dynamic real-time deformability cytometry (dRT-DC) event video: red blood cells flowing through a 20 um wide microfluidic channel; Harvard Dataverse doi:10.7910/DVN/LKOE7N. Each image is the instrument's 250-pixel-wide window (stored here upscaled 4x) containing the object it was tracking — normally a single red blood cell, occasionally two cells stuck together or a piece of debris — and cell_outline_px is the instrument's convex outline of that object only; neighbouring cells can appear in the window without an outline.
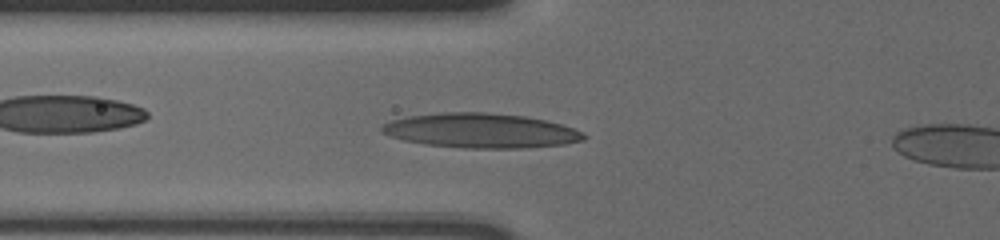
{"species": "human", "species_latin": "Homo sapiens", "temperature_condition": "cold", "stored_images_in_passage": 44, "camera_frame_rate_fps": 3000, "um_per_image_px": 0.085, "donor": {"sex": "male"}, "frame": {"image": 1, "passage_image": 13, "time_ms": 4.0, "image_size_px": [1000, 240], "cell_outline_px": [[588, 136], [584, 140], [564, 144], [528, 148], [464, 148], [424, 144], [404, 140], [380, 132], [380, 124], [392, 120], [408, 116], [444, 112], [488, 112], [524, 116], [544, 120], [560, 124], [584, 132]], "centroid_in_image_um": [40.86, 11.1], "position_along_channel_um": 84.9, "area_um2": 40.86}}
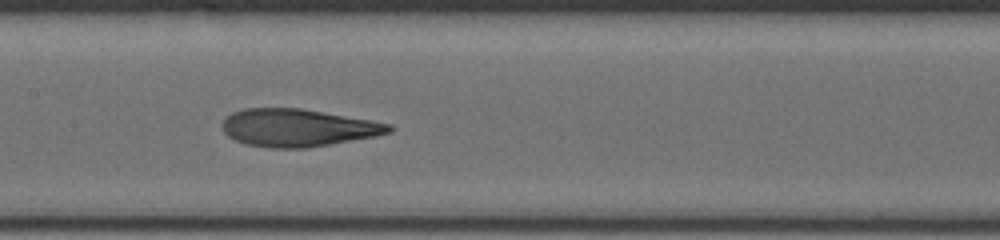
{"frame": {"image": 2, "passage_image": 21, "time_ms": 6.667, "image_size_px": [1000, 240], "cell_outline_px": [[396, 128], [392, 132], [376, 136], [304, 148], [272, 148], [244, 144], [228, 136], [224, 132], [220, 124], [232, 112], [244, 108], [300, 108], [392, 124]], "centroid_in_image_um": [25.3, 10.86], "position_along_channel_um": 182.1, "area_um2": 36.41}}
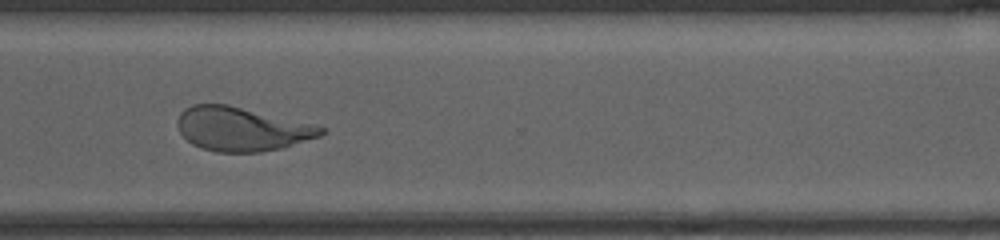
{"frame": {"image": 3, "passage_image": 35, "time_ms": 11.333, "image_size_px": [1000, 240], "cell_outline_px": [[324, 132], [320, 136], [280, 148], [260, 152], [216, 152], [192, 144], [180, 132], [176, 124], [176, 120], [180, 112], [184, 108], [192, 104], [228, 104], [316, 124], [324, 128]], "centroid_in_image_um": [20.52, 10.95], "position_along_channel_um": 350.1, "area_um2": 36.76}}